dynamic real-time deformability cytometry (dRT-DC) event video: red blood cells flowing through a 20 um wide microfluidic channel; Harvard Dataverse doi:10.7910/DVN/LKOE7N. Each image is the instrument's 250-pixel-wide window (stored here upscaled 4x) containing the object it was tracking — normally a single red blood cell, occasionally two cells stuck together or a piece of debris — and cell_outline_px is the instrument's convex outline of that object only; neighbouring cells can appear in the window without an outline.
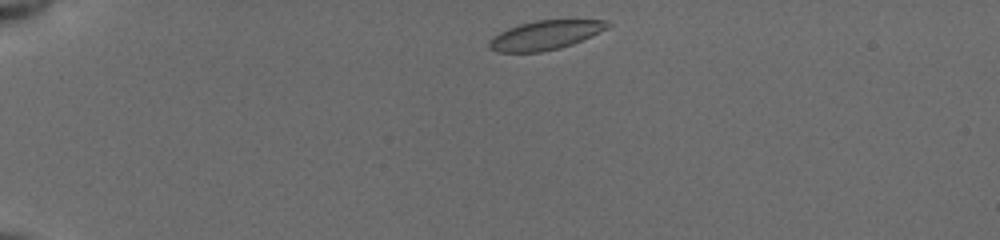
{"species": "common noctule bat (a hibernating species)", "species_latin": "Nyctalus noctula", "temperature_condition": "cold", "stored_images_in_passage": 20, "camera_frame_rate_fps": 3000, "um_per_image_px": 0.085, "animal": {"sex": "female", "body_mass_g": 19.5, "forearm_length_mm": 54.1}, "frame": {"image": 1, "passage_image": 1, "time_ms": 0.0, "image_size_px": [1000, 240], "cell_outline_px": [[612, 24], [608, 28], [572, 44], [560, 48], [540, 52], [496, 52], [488, 48], [488, 40], [500, 32], [508, 28], [520, 24], [536, 20], [608, 20]], "centroid_in_image_um": [46.32, 2.99], "position_along_channel_um": 38.7, "area_um2": 20.06}}
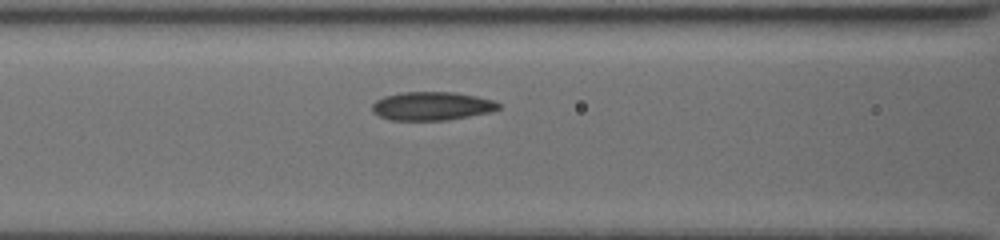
{"frame": {"image": 2, "passage_image": 10, "time_ms": 4.0, "image_size_px": [1000, 240], "cell_outline_px": [[500, 108], [492, 112], [448, 120], [388, 120], [372, 112], [372, 104], [376, 100], [384, 96], [400, 92], [456, 92], [476, 96], [492, 100], [500, 104]], "centroid_in_image_um": [36.7, 9.01], "position_along_channel_um": 129.9, "area_um2": 21.15}}
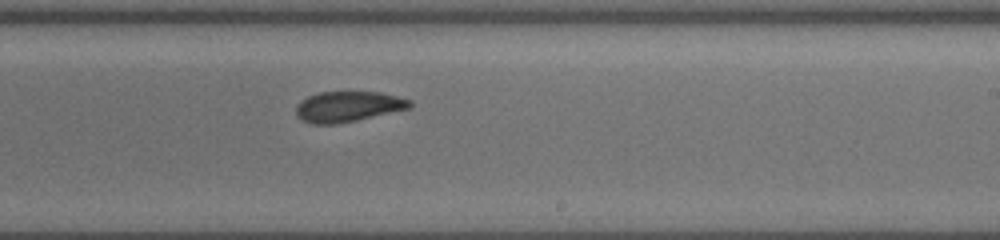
{"frame": {"image": 3, "passage_image": 20, "time_ms": 7.333, "image_size_px": [1000, 240], "cell_outline_px": [[412, 108], [356, 120], [336, 124], [312, 124], [300, 120], [296, 116], [296, 108], [300, 100], [308, 96], [320, 92], [380, 92], [412, 100]], "centroid_in_image_um": [29.57, 9.06], "position_along_channel_um": 259.4, "area_um2": 20.35}}